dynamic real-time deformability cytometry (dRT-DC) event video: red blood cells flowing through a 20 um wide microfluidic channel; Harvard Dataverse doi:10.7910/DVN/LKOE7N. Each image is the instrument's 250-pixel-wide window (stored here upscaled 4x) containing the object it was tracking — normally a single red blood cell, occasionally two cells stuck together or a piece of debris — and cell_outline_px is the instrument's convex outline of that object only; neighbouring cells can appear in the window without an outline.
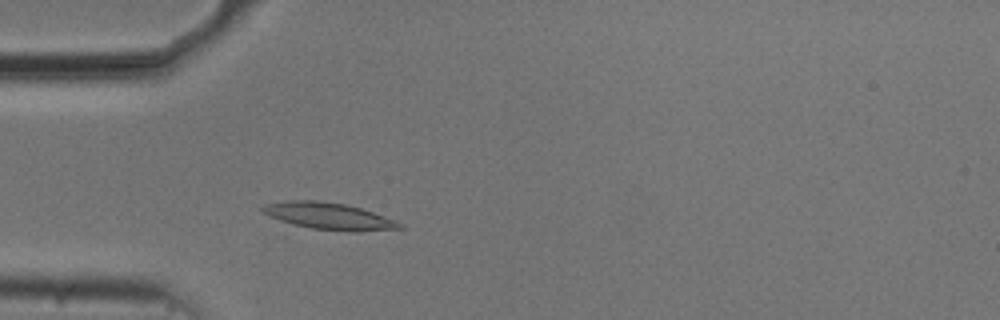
{"species": "common noctule bat (a hibernating species)", "species_latin": "Nyctalus noctula", "temperature_condition": "cold", "stored_images_in_passage": 47, "camera_frame_rate_fps": 3000, "um_per_image_px": 0.085, "animal": {"sex": "male", "body_mass_g": 20.5, "forearm_length_mm": 52.5}, "frame": {"image": 1, "passage_image": 9, "time_ms": 2.667, "image_size_px": [1000, 320], "cell_outline_px": [[404, 228], [352, 232], [312, 228], [292, 224], [280, 220], [260, 212], [260, 208], [264, 204], [284, 200], [320, 200], [344, 204], [360, 208], [396, 220], [404, 224]], "centroid_in_image_um": [27.93, 18.36], "position_along_channel_um": 57.1, "area_um2": 21.5}}
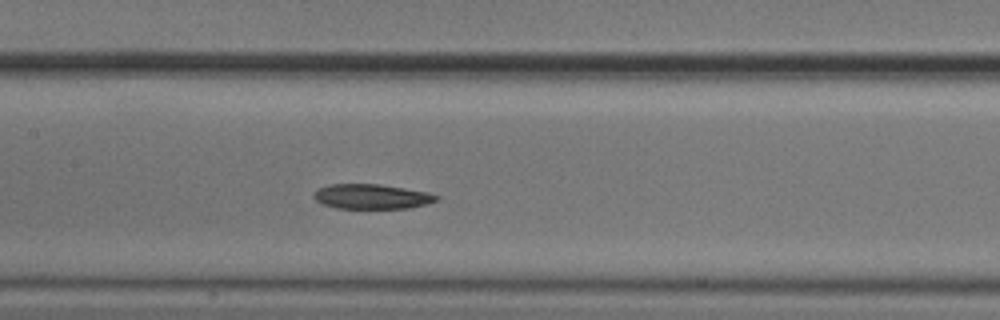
{"frame": {"image": 2, "passage_image": 19, "time_ms": 6.0, "image_size_px": [1000, 320], "cell_outline_px": [[440, 196], [436, 200], [428, 204], [408, 208], [336, 208], [324, 204], [316, 200], [312, 196], [316, 188], [332, 184], [380, 184], [428, 192]], "centroid_in_image_um": [31.58, 16.7], "position_along_channel_um": 175.8, "area_um2": 17.74}}
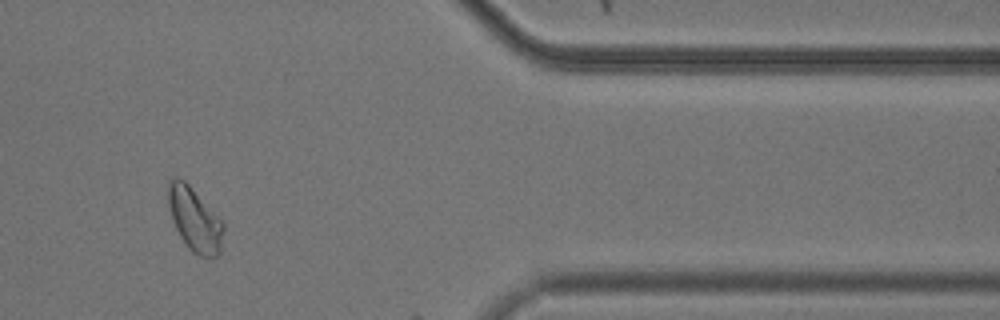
{"frame": {"image": 3, "passage_image": 39, "time_ms": 12.667, "image_size_px": [1000, 320], "cell_outline_px": [[224, 228], [220, 252], [216, 256], [200, 256], [192, 252], [188, 248], [180, 236], [172, 220], [168, 204], [168, 180], [176, 176], [184, 180], [224, 220]], "centroid_in_image_um": [16.56, 18.63], "position_along_channel_um": 394.8, "area_um2": 20.69}}